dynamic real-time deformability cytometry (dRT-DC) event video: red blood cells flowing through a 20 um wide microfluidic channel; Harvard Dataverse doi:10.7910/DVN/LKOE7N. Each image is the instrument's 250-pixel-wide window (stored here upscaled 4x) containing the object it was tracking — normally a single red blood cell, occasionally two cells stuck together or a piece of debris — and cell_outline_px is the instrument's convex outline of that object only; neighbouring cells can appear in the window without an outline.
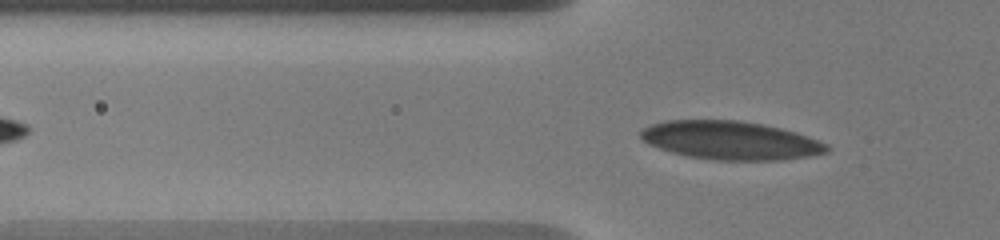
{"species": "human", "species_latin": "Homo sapiens", "temperature_condition": "warm", "stored_images_in_passage": 21, "camera_frame_rate_fps": 3000, "um_per_image_px": 0.085, "donor": {"sex": "male"}, "frame": {"image": 1, "passage_image": 15, "time_ms": 2.667, "image_size_px": [1000, 240], "cell_outline_px": [[832, 148], [828, 152], [812, 156], [784, 160], [712, 160], [684, 156], [648, 144], [640, 136], [640, 132], [644, 128], [652, 124], [668, 120], [736, 120], [760, 124], [780, 128], [796, 132], [808, 136], [828, 144]], "centroid_in_image_um": [62.14, 11.95], "position_along_channel_um": 63.7, "area_um2": 41.85}}
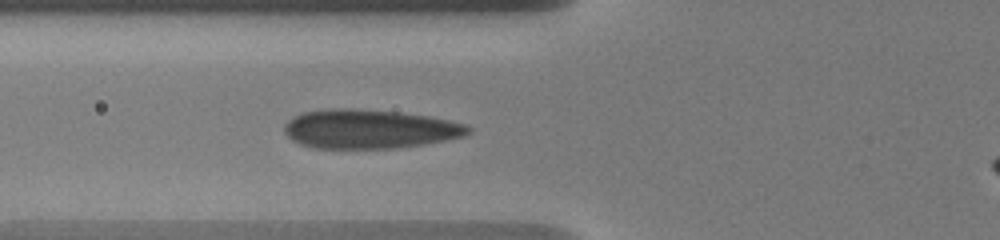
{"frame": {"image": 2, "passage_image": 19, "time_ms": 3.667, "image_size_px": [1000, 240], "cell_outline_px": [[472, 132], [464, 136], [424, 144], [396, 148], [316, 148], [300, 144], [292, 140], [284, 132], [284, 124], [288, 120], [300, 112], [328, 108], [352, 108], [400, 112], [428, 116], [448, 120], [464, 124], [472, 128]], "centroid_in_image_um": [31.37, 10.95], "position_along_channel_um": 94.4, "area_um2": 42.02}}